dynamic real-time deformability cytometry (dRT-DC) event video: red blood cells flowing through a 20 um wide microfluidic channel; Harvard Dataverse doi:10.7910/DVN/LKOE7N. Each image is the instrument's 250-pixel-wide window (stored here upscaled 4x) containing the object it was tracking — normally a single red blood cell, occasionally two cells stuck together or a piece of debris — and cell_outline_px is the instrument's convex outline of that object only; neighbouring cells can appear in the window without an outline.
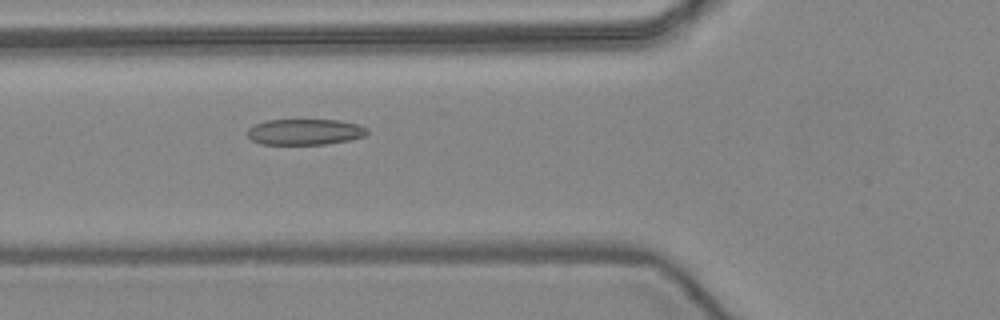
{"species": "common noctule bat (a hibernating species)", "species_latin": "Nyctalus noctula", "temperature_condition": "warm", "stored_images_in_passage": 40, "camera_frame_rate_fps": 3000, "um_per_image_px": 0.085, "animal": {"sex": "female", "body_mass_g": 24.6, "forearm_length_mm": 56.2}, "frame": {"image": 1, "passage_image": 7, "time_ms": 2.0, "image_size_px": [1000, 320], "cell_outline_px": [[368, 132], [364, 136], [348, 140], [324, 144], [260, 144], [252, 140], [248, 136], [248, 128], [256, 124], [268, 120], [340, 120], [360, 124], [368, 128]], "centroid_in_image_um": [25.94, 11.2], "position_along_channel_um": 99.9, "area_um2": 18.03}}
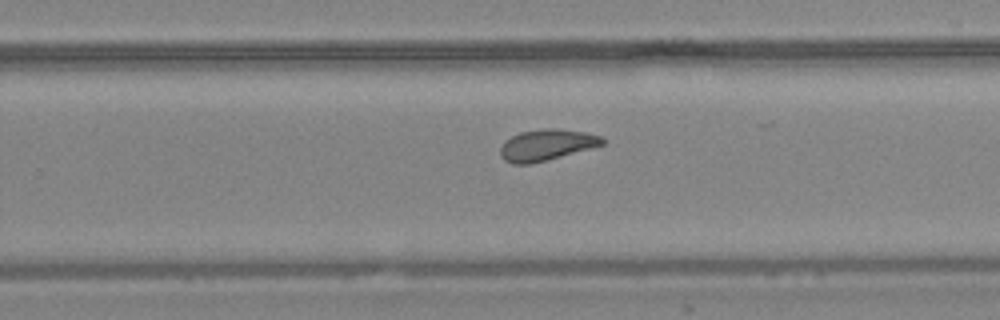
{"frame": {"image": 2, "passage_image": 21, "time_ms": 6.667, "image_size_px": [1000, 320], "cell_outline_px": [[604, 144], [548, 160], [532, 164], [512, 164], [504, 160], [500, 156], [500, 148], [504, 140], [520, 132], [544, 128], [556, 128], [584, 132], [600, 136], [604, 140]], "centroid_in_image_um": [46.4, 12.33], "position_along_channel_um": 283.4, "area_um2": 18.55}}
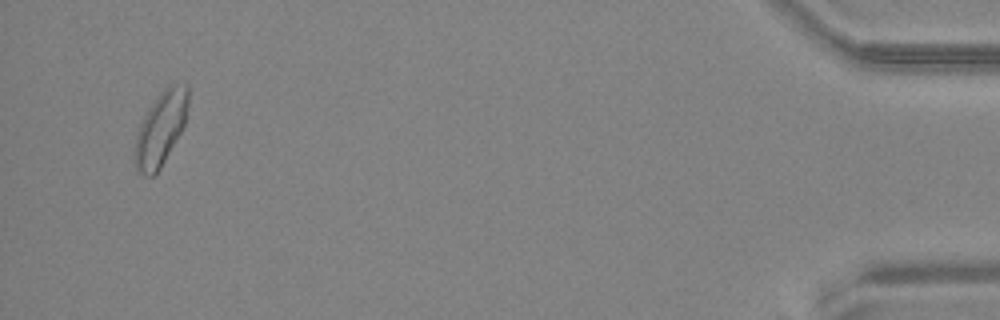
{"frame": {"image": 3, "passage_image": 38, "time_ms": 12.333, "image_size_px": [1000, 320], "cell_outline_px": [[188, 108], [184, 124], [180, 132], [160, 168], [152, 176], [144, 176], [136, 168], [132, 156], [136, 132], [148, 108], [156, 96], [168, 84], [188, 84]], "centroid_in_image_um": [13.62, 10.91], "position_along_channel_um": 421.6, "area_um2": 23.06}, "authors_computed_cell_mechanics": {"area_um2": 18.8717, "velocity_mm_per_s": 3.9327, "shape_relaxation_time_tau1_ms": null, "shape_relaxation_time_tau2_ms": 2.3739, "deformation_change_tau1": null, "deformation_change_tau2": 0.0914}}